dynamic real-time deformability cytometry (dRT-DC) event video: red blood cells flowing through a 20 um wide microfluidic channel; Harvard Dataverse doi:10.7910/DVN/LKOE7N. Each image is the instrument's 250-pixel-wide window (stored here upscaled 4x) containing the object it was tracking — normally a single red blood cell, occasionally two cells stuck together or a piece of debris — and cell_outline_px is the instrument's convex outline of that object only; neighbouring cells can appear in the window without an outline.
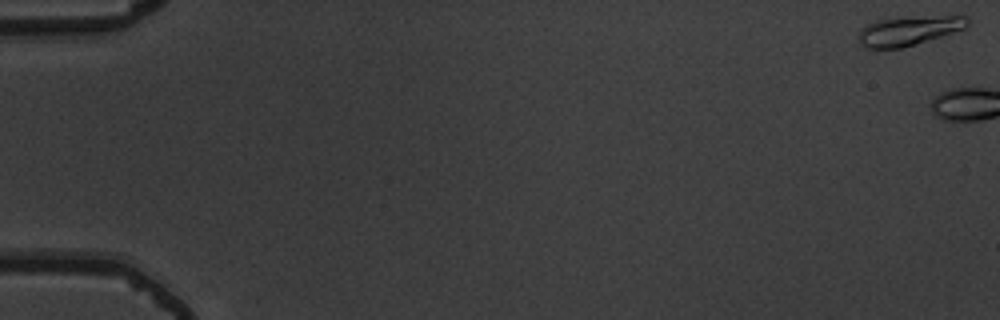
{"species": "common noctule bat (a hibernating species)", "species_latin": "Nyctalus noctula", "temperature_condition": "warm", "stored_images_in_passage": 4, "camera_frame_rate_fps": 3000, "um_per_image_px": 0.085, "animal": {"sex": "male", "body_mass_g": 19.5, "forearm_length_mm": 54.6}, "frame": {"image": 1, "passage_image": 1, "time_ms": 0.0, "image_size_px": [1000, 320], "cell_outline_px": [[972, 20], [964, 28], [940, 36], [900, 48], [864, 48], [856, 40], [856, 36], [860, 28], [876, 20], [944, 16], [968, 16]], "centroid_in_image_um": [77.17, 2.62], "position_along_channel_um": 7.8, "area_um2": 18.26}}